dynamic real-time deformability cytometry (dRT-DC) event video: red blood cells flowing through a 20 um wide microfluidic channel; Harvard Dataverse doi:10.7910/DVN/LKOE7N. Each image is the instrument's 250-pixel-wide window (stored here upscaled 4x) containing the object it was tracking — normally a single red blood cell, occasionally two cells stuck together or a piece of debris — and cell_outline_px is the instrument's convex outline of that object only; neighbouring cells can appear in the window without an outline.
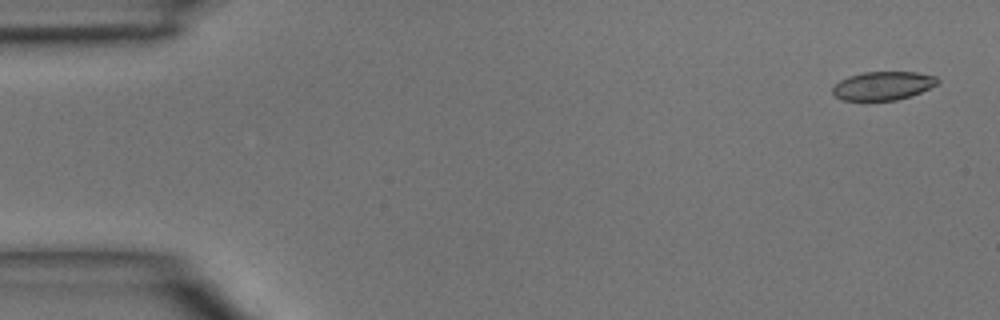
{"species": "common noctule bat (a hibernating species)", "species_latin": "Nyctalus noctula", "temperature_condition": "room temperature", "stored_images_in_passage": 5, "segment_of_instrument_passage": [1, 2], "camera_frame_rate_fps": 3000, "um_per_image_px": 0.085, "animal": {"sex": "male", "body_mass_g": 15.6}, "frame": {"image": 1, "passage_image": 1, "time_ms": 0.0, "image_size_px": [1000, 320], "cell_outline_px": [[940, 80], [936, 84], [912, 96], [896, 100], [844, 100], [836, 96], [832, 92], [832, 88], [840, 80], [848, 76], [864, 72], [916, 72], [936, 76]], "centroid_in_image_um": [75.06, 7.28], "position_along_channel_um": 9.9, "area_um2": 17.34}}
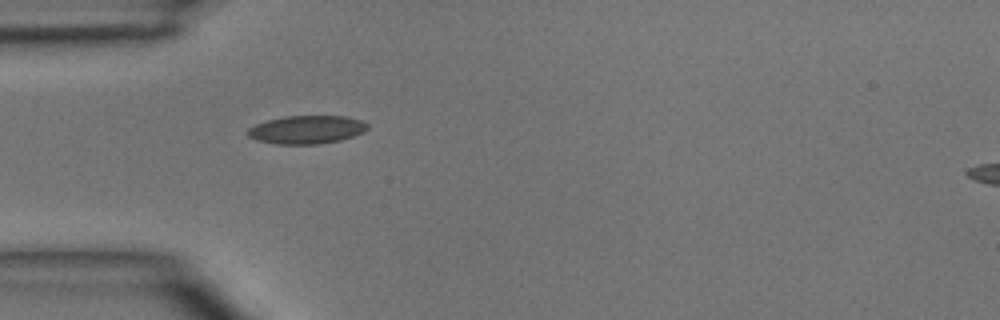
{"frame": {"image": 2, "passage_image": 4, "time_ms": 4.0, "image_size_px": [1000, 320], "cell_outline_px": [[368, 128], [364, 132], [340, 140], [316, 144], [276, 144], [256, 140], [248, 136], [248, 128], [256, 124], [268, 120], [284, 116], [344, 116], [360, 120], [368, 124]], "centroid_in_image_um": [26.06, 11.02], "position_along_channel_um": 58.9, "area_um2": 19.59}}